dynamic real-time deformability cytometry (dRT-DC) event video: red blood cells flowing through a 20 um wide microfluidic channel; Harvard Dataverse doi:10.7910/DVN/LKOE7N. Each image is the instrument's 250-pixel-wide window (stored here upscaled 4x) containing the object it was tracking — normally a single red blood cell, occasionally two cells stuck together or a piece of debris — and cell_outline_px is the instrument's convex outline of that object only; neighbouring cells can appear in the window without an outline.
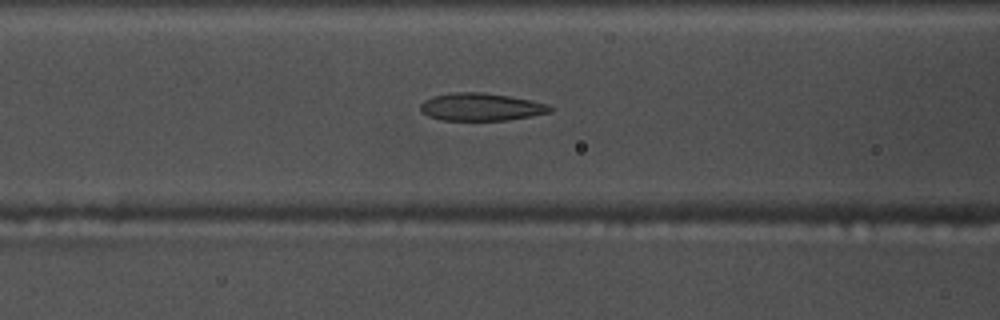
{"species": "common noctule bat (a hibernating species)", "species_latin": "Nyctalus noctula", "temperature_condition": "warm", "stored_images_in_passage": 47, "segment_of_instrument_passage": [1, 2], "camera_frame_rate_fps": 3000, "um_per_image_px": 0.085, "animal": {"sex": "male", "body_mass_g": 17.5, "forearm_length_mm": 52.3}, "frame": {"image": 1, "passage_image": 21, "time_ms": 6.667, "image_size_px": [1000, 320], "cell_outline_px": [[552, 112], [532, 116], [508, 120], [440, 120], [428, 116], [420, 112], [420, 104], [424, 100], [432, 96], [456, 92], [480, 92], [508, 96], [548, 104], [552, 108]], "centroid_in_image_um": [40.85, 9.1], "position_along_channel_um": 125.7, "area_um2": 20.87}}
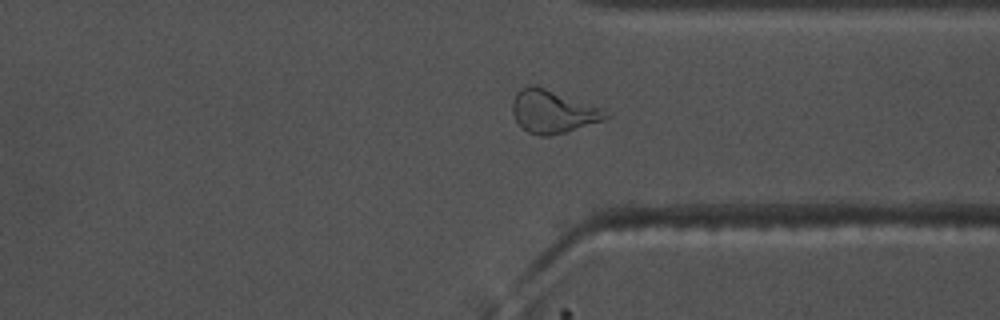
{"frame": {"image": 2, "passage_image": 40, "time_ms": 13.0, "image_size_px": [1000, 320], "cell_outline_px": [[612, 116], [604, 120], [564, 132], [548, 136], [536, 136], [520, 128], [512, 112], [512, 100], [516, 92], [520, 88], [528, 84], [536, 84], [604, 108], [612, 112]], "centroid_in_image_um": [47.0, 9.46], "position_along_channel_um": 364.4, "area_um2": 23.99}}
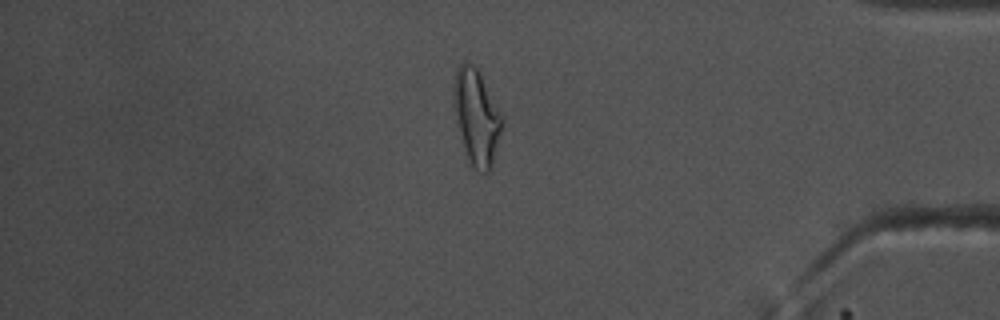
{"frame": {"image": 3, "passage_image": 45, "time_ms": 14.667, "image_size_px": [1000, 320], "cell_outline_px": [[504, 124], [492, 164], [488, 172], [480, 172], [468, 160], [456, 112], [452, 92], [456, 68], [464, 60], [468, 60], [476, 68], [504, 116]], "centroid_in_image_um": [40.54, 9.89], "position_along_channel_um": 394.7, "area_um2": 26.36}}